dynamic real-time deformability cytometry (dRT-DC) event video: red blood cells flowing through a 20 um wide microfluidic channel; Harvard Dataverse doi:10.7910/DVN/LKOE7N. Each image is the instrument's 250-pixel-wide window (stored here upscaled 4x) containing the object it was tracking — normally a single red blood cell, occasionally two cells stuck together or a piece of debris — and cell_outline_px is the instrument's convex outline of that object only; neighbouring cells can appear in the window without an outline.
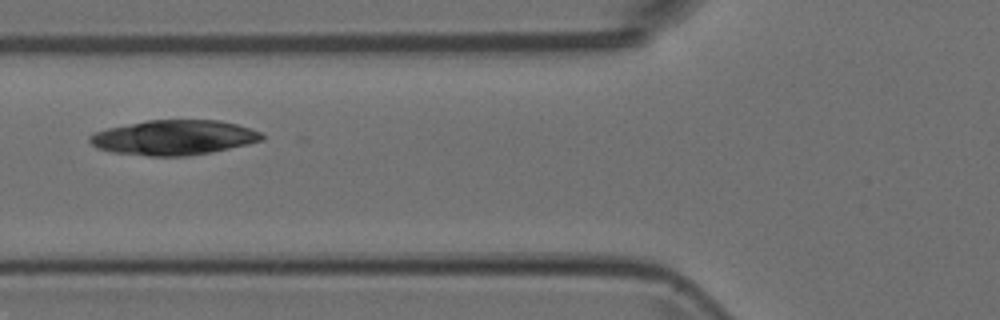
{"species": "Egyptian fruit bat (a non-hibernating species)", "species_latin": "Rousettus aegyptiacus", "temperature_condition": "room temperature", "stored_images_in_passage": 6, "camera_frame_rate_fps": 3000, "um_per_image_px": 0.085, "animal": {"sex": "female"}, "frame": {"image": 1, "passage_image": 5, "time_ms": 1.333, "image_size_px": [1000, 320], "cell_outline_px": [[264, 140], [248, 144], [212, 152], [188, 156], [148, 156], [112, 152], [96, 148], [88, 140], [88, 136], [96, 132], [108, 128], [148, 120], [220, 120], [236, 124], [260, 132], [264, 136]], "centroid_in_image_um": [14.77, 11.7], "position_along_channel_um": 111.0, "area_um2": 34.97}}